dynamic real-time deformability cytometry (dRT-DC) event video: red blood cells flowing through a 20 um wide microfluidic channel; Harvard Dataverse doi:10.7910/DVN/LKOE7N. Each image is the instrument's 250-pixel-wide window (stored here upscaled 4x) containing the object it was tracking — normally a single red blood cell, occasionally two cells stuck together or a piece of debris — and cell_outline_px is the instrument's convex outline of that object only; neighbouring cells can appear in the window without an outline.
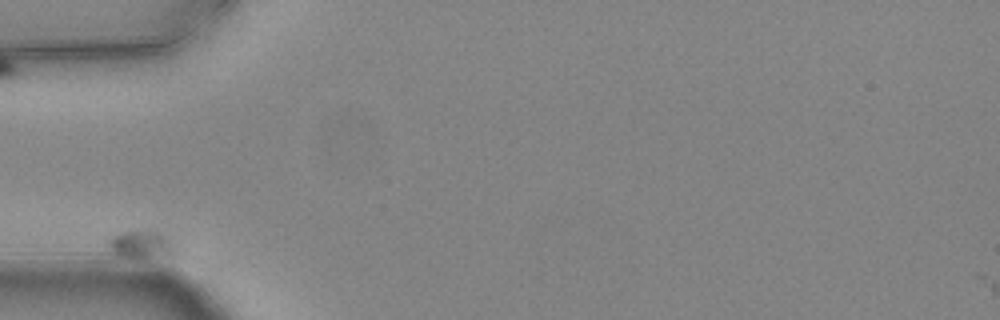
{"species": "common noctule bat (a hibernating species)", "species_latin": "Nyctalus noctula", "temperature_condition": "warm", "stored_images_in_passage": 42, "camera_frame_rate_fps": 3000, "um_per_image_px": 0.085, "animal": {"sex": "female", "body_mass_g": 24.6, "forearm_length_mm": 56.2}, "frame": {"image": 1, "passage_image": 1, "time_ms": 0.0, "image_size_px": [1000, 320], "cell_outline_px": [[168, 252], [152, 256], [112, 256], [108, 252], [108, 240], [112, 236], [124, 232], [148, 228], [152, 228], [160, 232], [168, 240]], "centroid_in_image_um": [11.75, 20.7], "position_along_channel_um": 73.3, "area_um2": 10.12}}
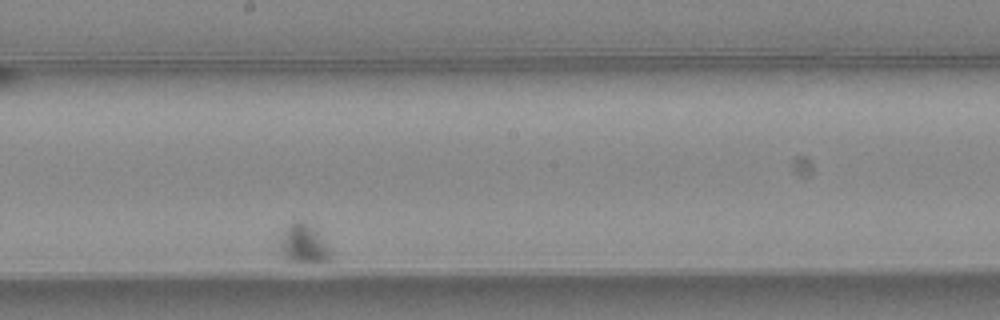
{"frame": {"image": 2, "passage_image": 24, "time_ms": 7.667, "image_size_px": [1000, 320], "cell_outline_px": [[332, 260], [328, 264], [288, 264], [280, 248], [280, 236], [288, 224], [296, 220], [300, 220], [308, 224], [316, 232], [332, 252]], "centroid_in_image_um": [25.82, 20.85], "position_along_channel_um": 222.4, "area_um2": 12.2}}
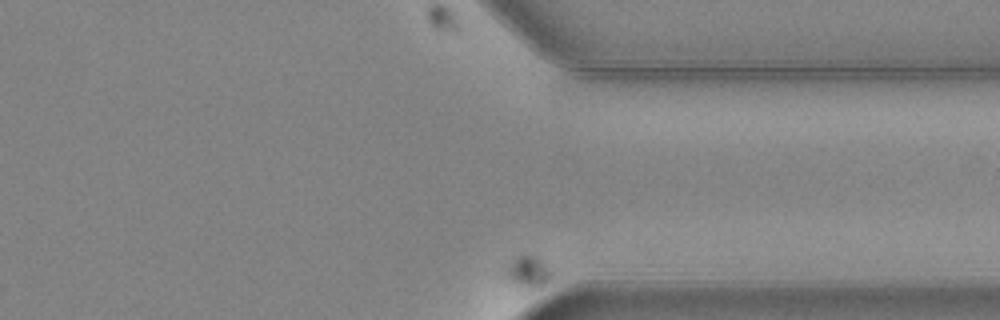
{"frame": {"image": 3, "passage_image": 42, "time_ms": 13.667, "image_size_px": [1000, 320], "cell_outline_px": [[560, 276], [556, 280], [540, 288], [524, 288], [508, 280], [504, 276], [504, 272], [512, 260], [516, 256], [524, 252], [532, 252], [540, 256], [560, 268]], "centroid_in_image_um": [45.18, 23.04], "position_along_channel_um": 366.2, "area_um2": 10.4}}